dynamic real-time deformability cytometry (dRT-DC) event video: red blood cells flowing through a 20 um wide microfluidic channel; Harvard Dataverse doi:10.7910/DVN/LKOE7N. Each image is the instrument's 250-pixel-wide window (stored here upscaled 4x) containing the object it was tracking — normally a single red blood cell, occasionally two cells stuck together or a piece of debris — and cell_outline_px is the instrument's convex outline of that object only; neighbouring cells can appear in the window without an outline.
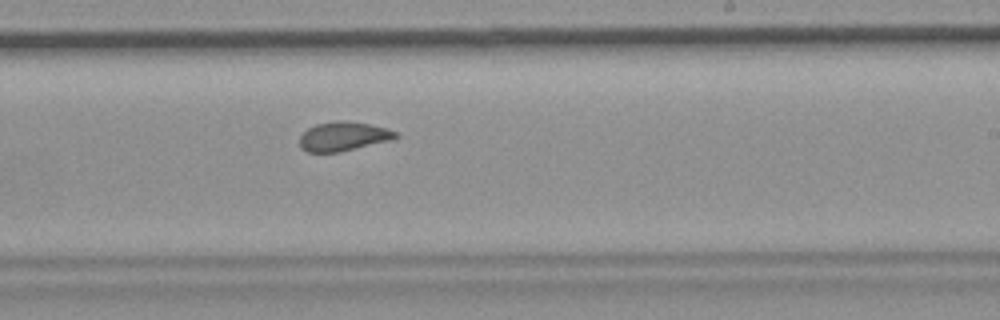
{"species": "common noctule bat (a hibernating species)", "species_latin": "Nyctalus noctula", "temperature_condition": "room temperature", "stored_images_in_passage": 9, "camera_frame_rate_fps": 3000, "um_per_image_px": 0.085, "animal": {"sex": "female", "body_mass_g": 19.9}, "frame": {"image": 1, "passage_image": 9, "time_ms": 2.667, "image_size_px": [1000, 320], "cell_outline_px": [[400, 136], [392, 140], [340, 152], [308, 152], [300, 148], [300, 136], [308, 128], [316, 124], [336, 120], [340, 120], [368, 124], [388, 128], [396, 132]], "centroid_in_image_um": [29.2, 11.59], "position_along_channel_um": 259.8, "area_um2": 16.36}}